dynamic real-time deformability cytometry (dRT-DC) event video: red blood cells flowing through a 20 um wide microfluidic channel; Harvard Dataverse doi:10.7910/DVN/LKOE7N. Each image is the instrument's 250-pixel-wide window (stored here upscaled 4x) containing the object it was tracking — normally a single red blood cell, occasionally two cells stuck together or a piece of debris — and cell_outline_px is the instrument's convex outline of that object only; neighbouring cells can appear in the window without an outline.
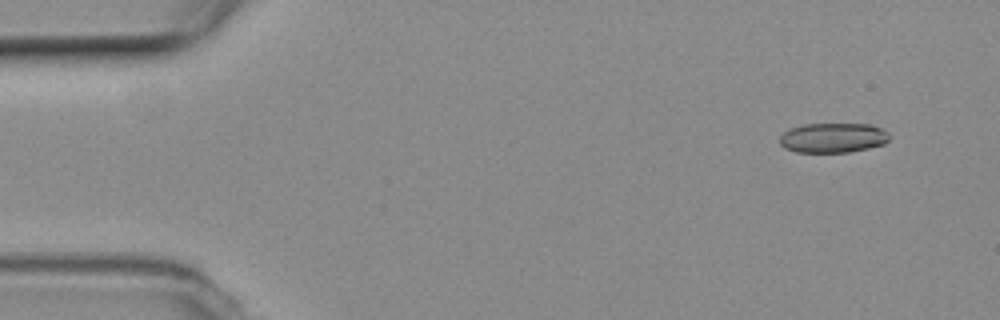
{"species": "common noctule bat (a hibernating species)", "species_latin": "Nyctalus noctula", "temperature_condition": "room temperature", "stored_images_in_passage": 52, "camera_frame_rate_fps": 3000, "um_per_image_px": 0.085, "animal": {"sex": "female", "body_mass_g": 19.3, "forearm_length_mm": 54.1}, "frame": {"image": 1, "passage_image": 2, "time_ms": 0.333, "image_size_px": [1000, 320], "cell_outline_px": [[888, 140], [884, 144], [868, 148], [848, 152], [796, 152], [784, 148], [780, 144], [780, 136], [784, 132], [792, 128], [804, 124], [872, 124], [888, 132]], "centroid_in_image_um": [70.8, 11.71], "position_along_channel_um": 14.2, "area_um2": 18.96}}
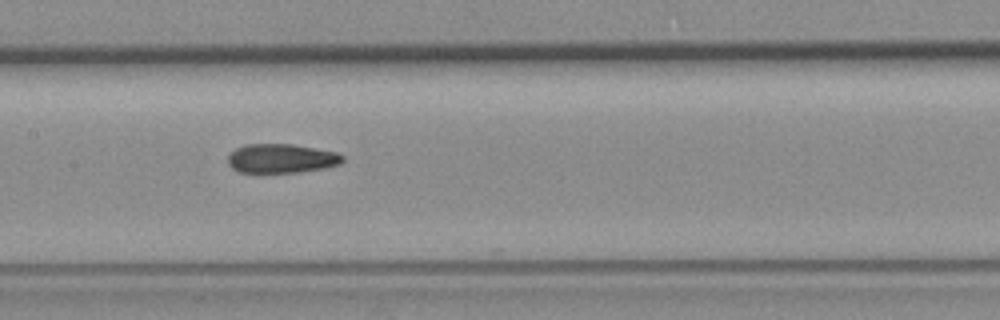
{"frame": {"image": 2, "passage_image": 24, "time_ms": 7.667, "image_size_px": [1000, 320], "cell_outline_px": [[344, 160], [340, 164], [324, 168], [300, 172], [240, 172], [232, 168], [228, 164], [228, 156], [236, 148], [248, 144], [292, 144], [340, 152], [344, 156]], "centroid_in_image_um": [23.97, 13.46], "position_along_channel_um": 183.4, "area_um2": 19.54}}
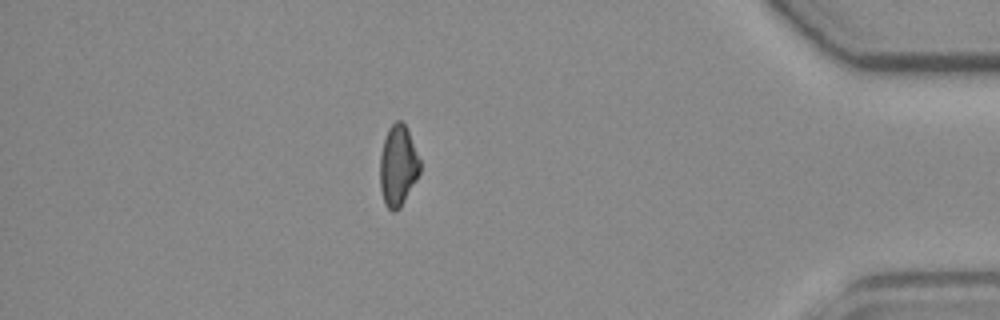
{"frame": {"image": 3, "passage_image": 45, "time_ms": 14.667, "image_size_px": [1000, 320], "cell_outline_px": [[420, 172], [416, 180], [400, 208], [396, 212], [392, 212], [384, 204], [380, 188], [380, 156], [384, 140], [388, 128], [396, 120], [400, 120], [408, 128], [420, 160]], "centroid_in_image_um": [33.83, 14.09], "position_along_channel_um": 401.4, "area_um2": 18.96}, "authors_computed_cell_mechanics": {"area_um2": 19.8254, "velocity_mm_per_s": 3.7627, "shape_relaxation_time_tau1_ms": null, "shape_relaxation_time_tau2_ms": 3.8519, "deformation_change_tau1": null, "deformation_change_tau2": 0.1039}}